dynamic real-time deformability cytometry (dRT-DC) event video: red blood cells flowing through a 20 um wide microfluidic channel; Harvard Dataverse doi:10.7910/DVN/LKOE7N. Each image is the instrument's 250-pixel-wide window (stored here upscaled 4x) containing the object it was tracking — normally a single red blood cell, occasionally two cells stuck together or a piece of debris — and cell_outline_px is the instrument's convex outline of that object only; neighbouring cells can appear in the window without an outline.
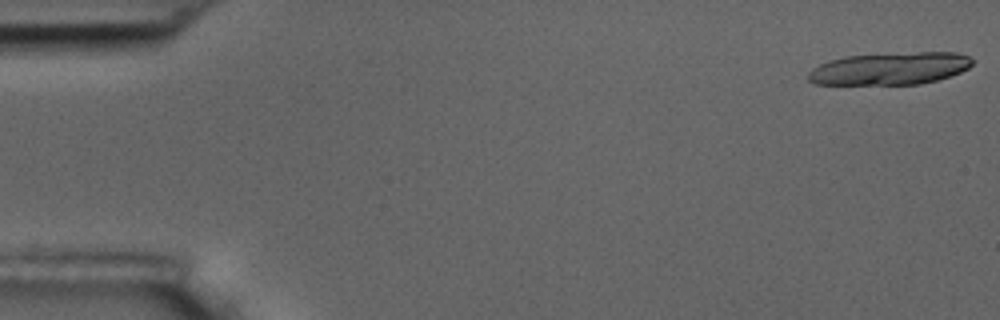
{"species": "common noctule bat (a hibernating species)", "species_latin": "Nyctalus noctula", "temperature_condition": "room temperature", "stored_images_in_passage": 6, "camera_frame_rate_fps": 3000, "um_per_image_px": 0.085, "animal": {"sex": "male", "body_mass_g": 17.5, "forearm_length_mm": 52.3}, "frame": {"image": 1, "passage_image": 1, "time_ms": 0.0, "image_size_px": [1000, 320], "cell_outline_px": [[972, 64], [968, 68], [960, 72], [936, 80], [920, 84], [816, 84], [808, 80], [808, 72], [812, 68], [820, 64], [844, 56], [916, 52], [956, 52], [968, 56], [972, 60]], "centroid_in_image_um": [75.64, 5.82], "position_along_channel_um": 9.4, "area_um2": 30.75}}